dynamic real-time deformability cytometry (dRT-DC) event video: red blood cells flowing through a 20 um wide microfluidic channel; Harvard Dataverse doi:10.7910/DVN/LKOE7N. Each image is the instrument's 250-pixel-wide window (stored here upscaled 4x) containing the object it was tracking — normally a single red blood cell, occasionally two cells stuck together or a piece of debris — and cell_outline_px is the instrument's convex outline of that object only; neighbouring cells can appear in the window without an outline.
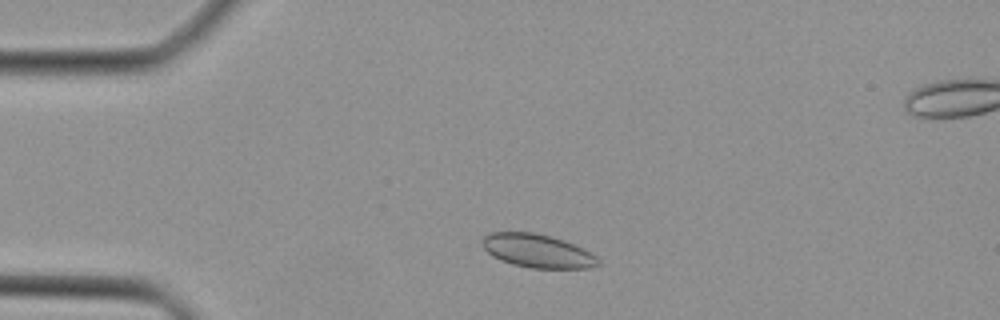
{"species": "Egyptian fruit bat (a non-hibernating species)", "species_latin": "Rousettus aegyptiacus", "temperature_condition": "cold", "stored_images_in_passage": 39, "camera_frame_rate_fps": 3000, "um_per_image_px": 0.085, "animal": {"sex": "female"}, "frame": {"image": 1, "passage_image": 5, "time_ms": 1.333, "image_size_px": [1000, 320], "cell_outline_px": [[600, 264], [588, 268], [532, 268], [512, 264], [500, 260], [492, 256], [484, 248], [480, 240], [484, 236], [492, 232], [532, 232], [552, 236], [564, 240], [596, 256], [600, 260]], "centroid_in_image_um": [45.64, 21.32], "position_along_channel_um": 39.4, "area_um2": 22.48}}
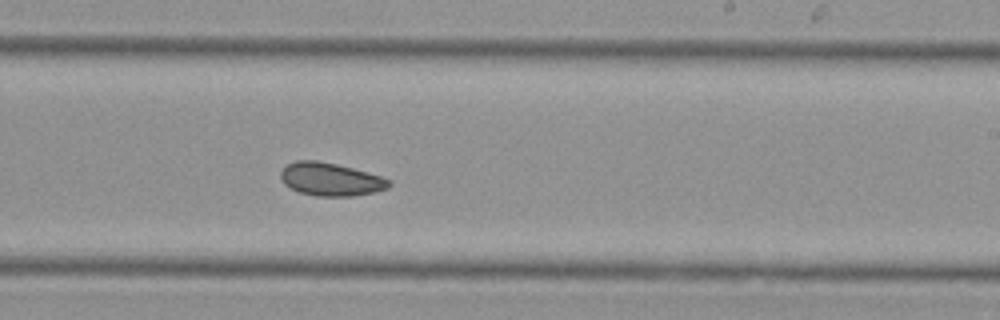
{"frame": {"image": 2, "passage_image": 22, "time_ms": 7.0, "image_size_px": [1000, 320], "cell_outline_px": [[392, 184], [388, 188], [376, 192], [352, 196], [316, 196], [300, 192], [284, 184], [280, 176], [280, 172], [288, 164], [296, 160], [316, 160], [336, 164], [352, 168], [380, 176], [392, 180]], "centroid_in_image_um": [28.12, 15.24], "position_along_channel_um": 260.9, "area_um2": 20.81}}
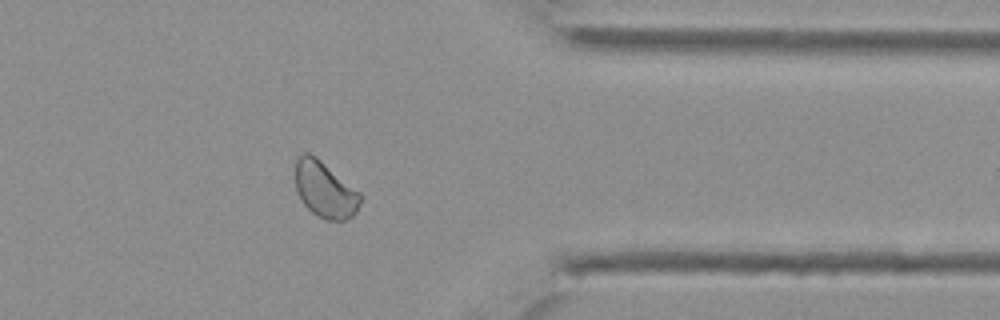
{"frame": {"image": 3, "passage_image": 31, "time_ms": 10.0, "image_size_px": [1000, 320], "cell_outline_px": [[364, 196], [356, 212], [352, 216], [344, 220], [324, 220], [312, 212], [300, 200], [296, 188], [296, 160], [304, 152], [308, 152], [316, 156], [360, 192]], "centroid_in_image_um": [27.64, 16.13], "position_along_channel_um": 383.8, "area_um2": 21.33}}